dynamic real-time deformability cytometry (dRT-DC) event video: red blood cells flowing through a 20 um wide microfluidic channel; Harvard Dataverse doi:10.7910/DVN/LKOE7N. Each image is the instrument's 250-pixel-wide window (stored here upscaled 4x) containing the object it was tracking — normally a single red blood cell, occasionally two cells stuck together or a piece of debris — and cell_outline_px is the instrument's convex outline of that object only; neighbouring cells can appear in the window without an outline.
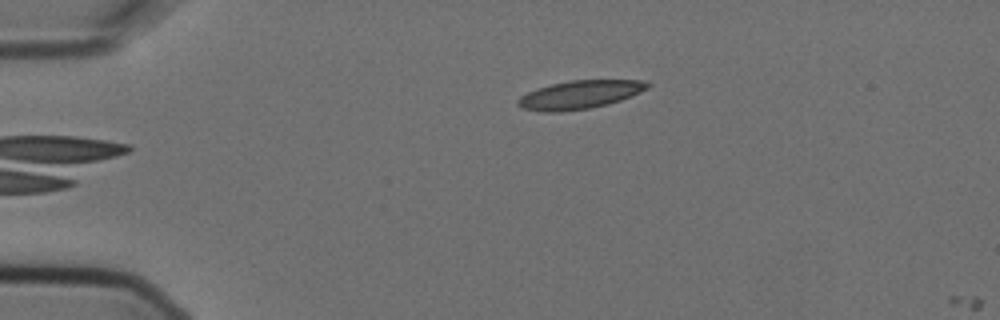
{"species": "Egyptian fruit bat (a non-hibernating species)", "species_latin": "Rousettus aegyptiacus", "temperature_condition": "cold", "stored_images_in_passage": 5, "camera_frame_rate_fps": 3000, "um_per_image_px": 0.085, "animal": {"sex": "female"}, "frame": {"image": 1, "passage_image": 5, "time_ms": 1.333, "image_size_px": [1000, 320], "cell_outline_px": [[652, 84], [648, 88], [640, 92], [620, 100], [608, 104], [588, 108], [560, 112], [544, 112], [520, 108], [516, 104], [516, 100], [520, 96], [528, 92], [552, 84], [572, 80], [644, 80]], "centroid_in_image_um": [49.26, 8.05], "position_along_channel_um": 35.7, "area_um2": 21.33}}